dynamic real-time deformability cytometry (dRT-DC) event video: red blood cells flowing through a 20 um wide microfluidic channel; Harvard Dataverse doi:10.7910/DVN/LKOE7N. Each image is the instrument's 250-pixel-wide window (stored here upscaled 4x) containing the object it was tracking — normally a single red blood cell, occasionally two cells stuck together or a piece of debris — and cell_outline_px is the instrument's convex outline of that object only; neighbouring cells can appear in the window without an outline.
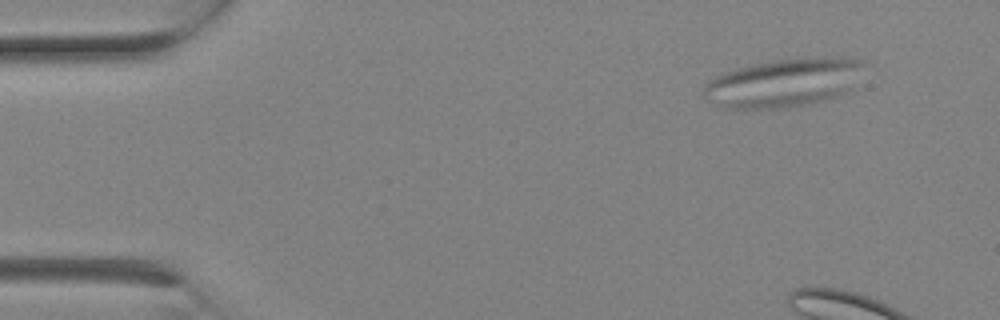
{"species": "Egyptian fruit bat (a non-hibernating species)", "species_latin": "Rousettus aegyptiacus", "temperature_condition": "room temperature", "stored_images_in_passage": 2, "camera_frame_rate_fps": 3000, "um_per_image_px": 0.085, "animal": {"sex": "female"}, "frame": {"image": 1, "passage_image": 1, "time_ms": 0.0, "image_size_px": [1000, 320], "cell_outline_px": [[864, 64], [856, 92], [824, 100], [804, 104], [776, 108], [724, 108], [708, 100], [700, 92], [704, 84], [708, 80], [724, 72], [772, 60], [824, 56], [848, 56], [864, 60]], "centroid_in_image_um": [66.74, 7.01], "position_along_channel_um": 18.3, "area_um2": 46.24}}